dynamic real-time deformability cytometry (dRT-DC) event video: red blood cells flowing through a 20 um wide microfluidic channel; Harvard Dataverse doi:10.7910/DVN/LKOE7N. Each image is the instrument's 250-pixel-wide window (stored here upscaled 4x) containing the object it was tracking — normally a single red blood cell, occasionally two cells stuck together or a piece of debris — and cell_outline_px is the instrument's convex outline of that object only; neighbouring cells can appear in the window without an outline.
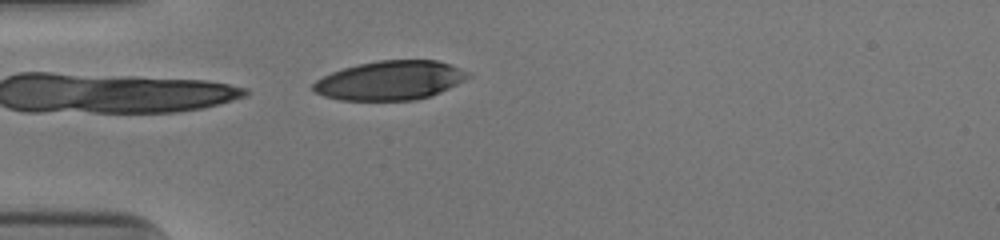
{"species": "human", "species_latin": "Homo sapiens", "temperature_condition": "cold", "stored_images_in_passage": 28, "camera_frame_rate_fps": 3000, "um_per_image_px": 0.085, "donor": {"sex": "male"}, "frame": {"image": 1, "passage_image": 1, "time_ms": 0.0, "image_size_px": [1000, 240], "cell_outline_px": [[468, 76], [464, 80], [440, 92], [416, 100], [340, 100], [324, 96], [316, 92], [312, 88], [312, 84], [316, 80], [332, 72], [344, 68], [360, 64], [380, 60], [436, 60], [460, 68], [468, 72]], "centroid_in_image_um": [33.13, 6.84], "position_along_channel_um": 51.9, "area_um2": 34.85}}
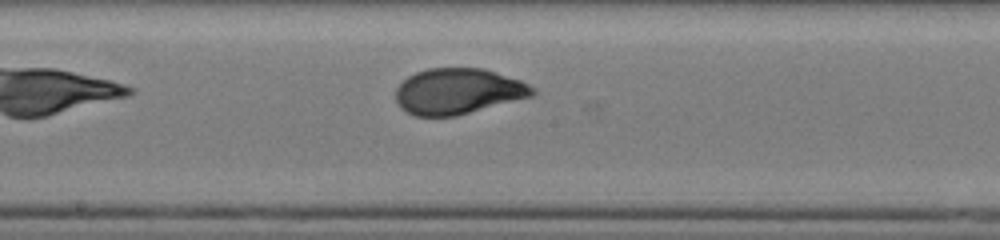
{"frame": {"image": 2, "passage_image": 14, "time_ms": 4.333, "image_size_px": [1000, 240], "cell_outline_px": [[536, 92], [532, 96], [456, 116], [416, 116], [400, 108], [396, 100], [396, 88], [408, 76], [416, 72], [428, 68], [484, 68], [520, 80], [536, 88]], "centroid_in_image_um": [38.93, 7.76], "position_along_channel_um": 209.3, "area_um2": 36.47}}
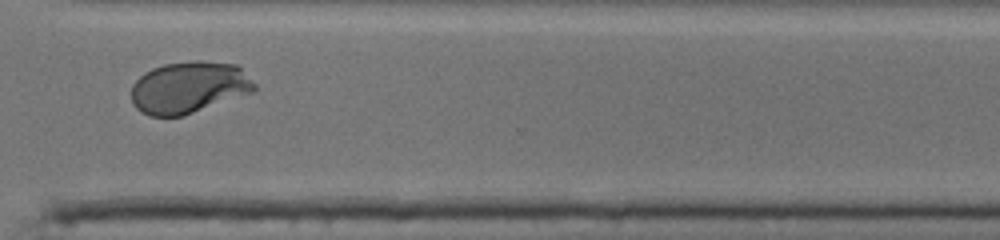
{"frame": {"image": 3, "passage_image": 25, "time_ms": 8.0, "image_size_px": [1000, 240], "cell_outline_px": [[256, 88], [252, 92], [184, 116], [148, 116], [140, 112], [132, 104], [132, 84], [144, 72], [152, 68], [164, 64], [196, 60], [200, 60], [236, 64], [256, 84]], "centroid_in_image_um": [16.03, 7.43], "position_along_channel_um": 354.6, "area_um2": 37.28}, "authors_computed_cell_mechanics": {"area_um2": 36.703, "velocity_mm_per_s": 3.9565, "shape_relaxation_time_tau1_ms": 3.1922, "shape_relaxation_time_tau2_ms": null, "deformation_change_tau1": 0.1827, "deformation_change_tau2": null}}